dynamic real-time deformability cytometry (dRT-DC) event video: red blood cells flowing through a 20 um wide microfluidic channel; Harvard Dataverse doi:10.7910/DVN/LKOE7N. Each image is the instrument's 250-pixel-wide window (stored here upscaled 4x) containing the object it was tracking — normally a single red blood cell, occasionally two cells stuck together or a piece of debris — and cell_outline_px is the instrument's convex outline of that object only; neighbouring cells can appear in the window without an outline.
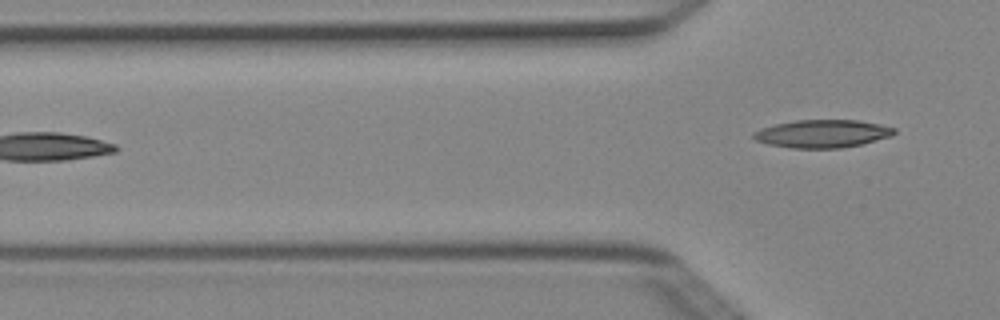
{"species": "Egyptian fruit bat (a non-hibernating species)", "species_latin": "Rousettus aegyptiacus", "temperature_condition": "cold", "stored_images_in_passage": 2, "camera_frame_rate_fps": 3000, "um_per_image_px": 0.085, "animal": {"sex": "female"}, "frame": {"image": 1, "passage_image": 2, "time_ms": 0.333, "image_size_px": [1000, 320], "cell_outline_px": [[896, 132], [892, 136], [860, 144], [840, 148], [792, 148], [768, 144], [756, 140], [752, 136], [752, 132], [760, 128], [776, 124], [796, 120], [860, 120], [880, 124], [896, 128]], "centroid_in_image_um": [69.9, 11.36], "position_along_channel_um": 55.9, "area_um2": 22.89}}